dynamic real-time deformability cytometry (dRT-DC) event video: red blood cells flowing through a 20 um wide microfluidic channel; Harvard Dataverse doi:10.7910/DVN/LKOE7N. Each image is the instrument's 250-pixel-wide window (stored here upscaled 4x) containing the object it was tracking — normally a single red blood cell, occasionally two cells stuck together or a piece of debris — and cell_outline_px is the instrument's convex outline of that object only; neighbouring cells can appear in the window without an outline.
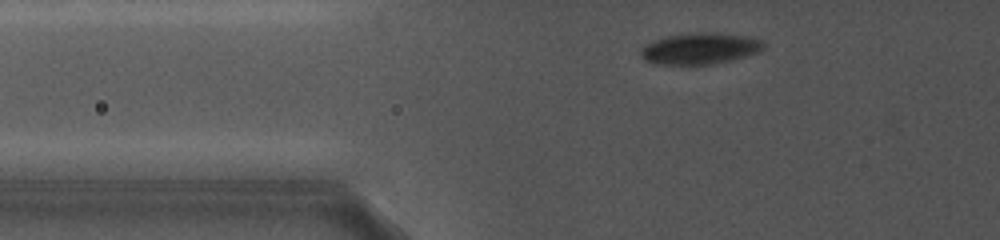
{"species": "common noctule bat (a hibernating species)", "species_latin": "Nyctalus noctula", "temperature_condition": "cold", "stored_images_in_passage": 58, "camera_frame_rate_fps": 5000, "um_per_image_px": 0.085, "animal": {"sex": "female", "body_mass_g": 19.0, "forearm_length_mm": 56.7}, "frame": {"image": 1, "passage_image": 19, "time_ms": 3.0, "image_size_px": [1000, 240], "cell_outline_px": [[764, 48], [760, 52], [732, 60], [712, 64], [652, 64], [644, 60], [640, 56], [640, 48], [652, 40], [668, 36], [692, 32], [708, 32], [744, 36], [760, 40], [764, 44]], "centroid_in_image_um": [59.44, 4.13], "position_along_channel_um": 66.4, "area_um2": 22.48}}
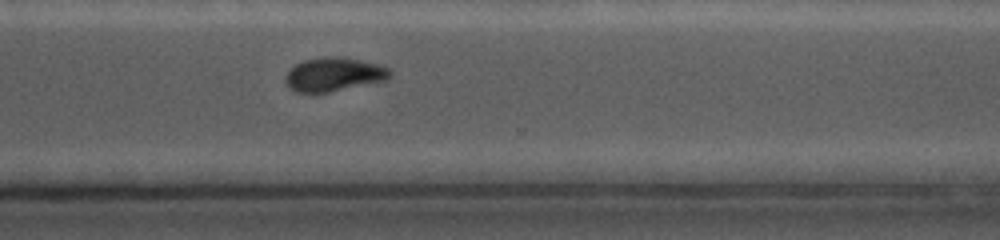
{"frame": {"image": 2, "passage_image": 51, "time_ms": 10.8, "image_size_px": [1000, 240], "cell_outline_px": [[392, 76], [384, 80], [328, 92], [296, 92], [288, 88], [284, 80], [284, 76], [296, 64], [304, 60], [328, 56], [336, 56], [360, 60], [380, 64], [388, 68], [392, 72]], "centroid_in_image_um": [28.36, 6.32], "position_along_channel_um": 342.2, "area_um2": 20.4}}
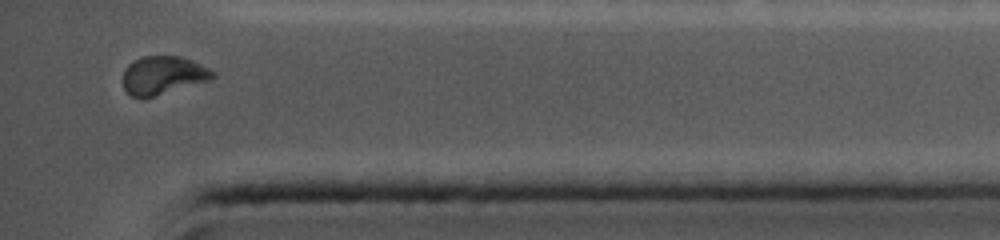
{"frame": {"image": 3, "passage_image": 58, "time_ms": 12.8, "image_size_px": [1000, 240], "cell_outline_px": [[216, 76], [212, 80], [152, 96], [132, 96], [124, 88], [124, 68], [132, 60], [140, 56], [180, 56], [192, 60], [216, 72]], "centroid_in_image_um": [13.89, 6.36], "position_along_channel_um": 421.3, "area_um2": 19.88}, "authors_computed_cell_mechanics": {"area_um2": 21.2993, "velocity_mm_per_s": 3.9039, "shape_relaxation_time_tau1_ms": 6.2085, "shape_relaxation_time_tau2_ms": 3.604, "deformation_change_tau1": 0.0696, "deformation_change_tau2": 0.0539}}